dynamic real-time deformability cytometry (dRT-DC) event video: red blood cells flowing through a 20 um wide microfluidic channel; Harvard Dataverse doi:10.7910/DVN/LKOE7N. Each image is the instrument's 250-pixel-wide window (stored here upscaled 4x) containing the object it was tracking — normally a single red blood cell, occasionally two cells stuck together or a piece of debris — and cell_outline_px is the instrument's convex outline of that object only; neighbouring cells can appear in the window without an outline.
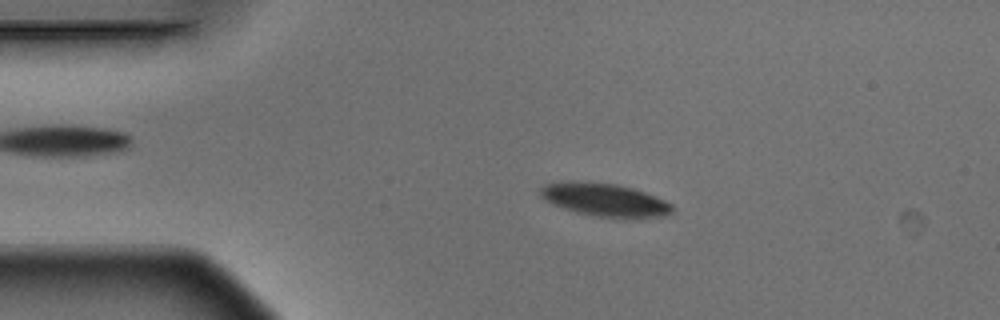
{"species": "Egyptian fruit bat (a non-hibernating species)", "species_latin": "Rousettus aegyptiacus", "temperature_condition": "warm", "stored_images_in_passage": 4, "camera_frame_rate_fps": 3000, "um_per_image_px": 0.085, "animal": {"sex": "male"}, "frame": {"image": 1, "passage_image": 2, "time_ms": 0.333, "image_size_px": [1000, 320], "cell_outline_px": [[672, 212], [668, 216], [624, 220], [596, 216], [576, 212], [552, 204], [544, 200], [540, 196], [540, 188], [544, 184], [568, 180], [616, 184], [632, 188], [644, 192], [664, 200], [672, 204]], "centroid_in_image_um": [51.41, 17.01], "position_along_channel_um": 33.6, "area_um2": 25.95}}
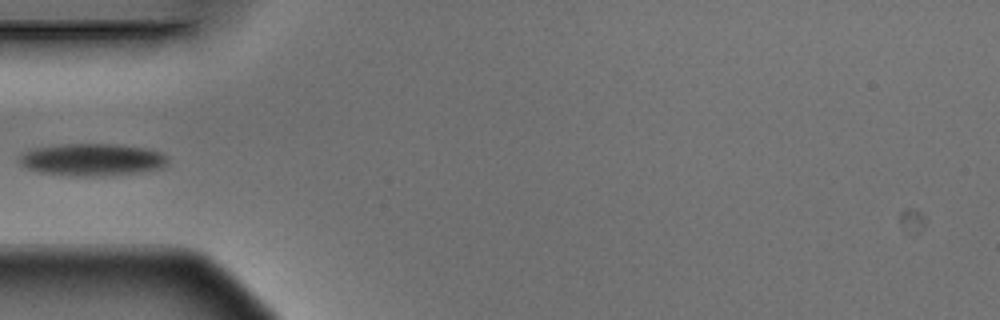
{"frame": {"image": 2, "passage_image": 4, "time_ms": 1.0, "image_size_px": [1000, 320], "cell_outline_px": [[168, 164], [164, 168], [136, 172], [100, 176], [72, 176], [40, 172], [28, 168], [20, 164], [20, 156], [24, 152], [32, 148], [68, 144], [116, 144], [148, 148], [160, 152], [168, 156]], "centroid_in_image_um": [7.88, 13.57], "position_along_channel_um": 77.1, "area_um2": 27.92}}